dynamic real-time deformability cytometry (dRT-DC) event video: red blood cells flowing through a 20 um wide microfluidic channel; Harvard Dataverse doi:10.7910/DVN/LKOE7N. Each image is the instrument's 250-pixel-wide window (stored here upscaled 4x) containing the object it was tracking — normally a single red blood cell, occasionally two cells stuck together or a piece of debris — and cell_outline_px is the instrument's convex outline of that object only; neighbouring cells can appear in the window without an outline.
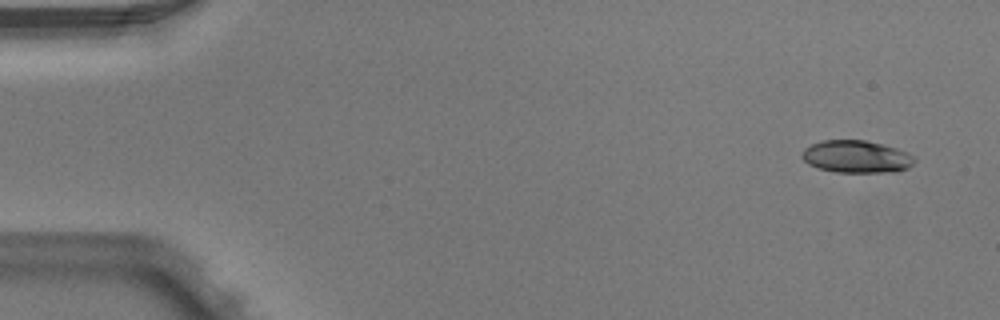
{"species": "Egyptian fruit bat (a non-hibernating species)", "species_latin": "Rousettus aegyptiacus", "temperature_condition": "warm", "stored_images_in_passage": 4, "camera_frame_rate_fps": 3000, "um_per_image_px": 0.085, "animal": {"sex": "male"}, "frame": {"image": 1, "passage_image": 1, "time_ms": 0.0, "image_size_px": [1000, 320], "cell_outline_px": [[916, 160], [908, 168], [896, 172], [836, 172], [816, 168], [808, 164], [800, 156], [804, 148], [812, 144], [824, 140], [864, 140], [896, 148], [908, 152]], "centroid_in_image_um": [72.77, 13.32], "position_along_channel_um": 12.2, "area_um2": 21.27}}
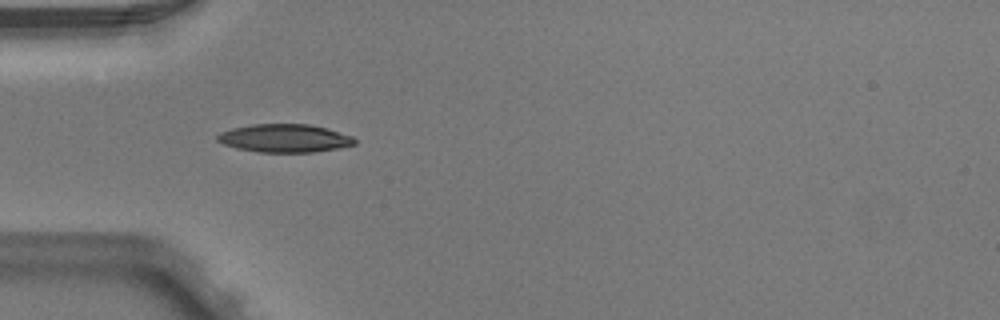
{"frame": {"image": 2, "passage_image": 4, "time_ms": 1.0, "image_size_px": [1000, 320], "cell_outline_px": [[356, 144], [316, 152], [260, 152], [236, 148], [224, 144], [216, 140], [216, 136], [220, 132], [232, 128], [252, 124], [308, 124], [324, 128], [352, 136], [356, 140]], "centroid_in_image_um": [24.15, 11.75], "position_along_channel_um": 60.8, "area_um2": 22.37}}